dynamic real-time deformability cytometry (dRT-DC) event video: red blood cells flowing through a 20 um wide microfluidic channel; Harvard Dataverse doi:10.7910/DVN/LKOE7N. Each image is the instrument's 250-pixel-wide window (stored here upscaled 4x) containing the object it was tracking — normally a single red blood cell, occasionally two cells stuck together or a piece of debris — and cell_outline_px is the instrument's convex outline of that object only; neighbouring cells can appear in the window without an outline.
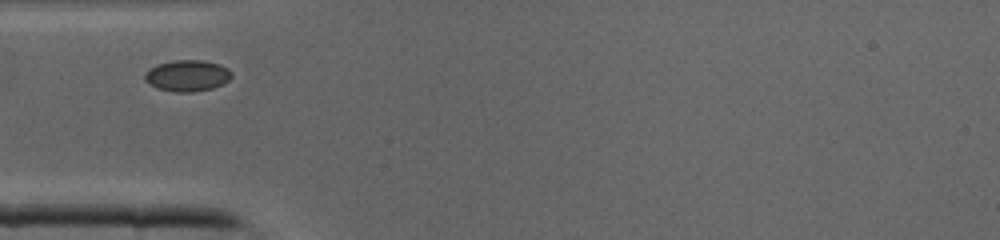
{"species": "common noctule bat (a hibernating species)", "species_latin": "Nyctalus noctula", "temperature_condition": "cold", "stored_images_in_passage": 23, "camera_frame_rate_fps": 3000, "um_per_image_px": 0.085, "animal": {"sex": "male", "body_mass_g": 19.0, "forearm_length_mm": 50.8}, "frame": {"image": 1, "passage_image": 1, "time_ms": 0.0, "image_size_px": [1000, 240], "cell_outline_px": [[232, 76], [224, 84], [212, 88], [192, 92], [176, 92], [156, 88], [148, 84], [144, 80], [144, 72], [148, 68], [156, 64], [172, 60], [204, 60], [220, 64], [228, 68], [232, 72]], "centroid_in_image_um": [15.89, 6.42], "position_along_channel_um": 69.1, "area_um2": 16.18}}
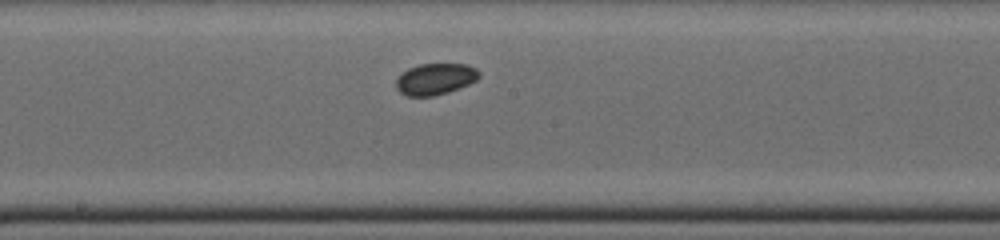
{"frame": {"image": 2, "passage_image": 10, "time_ms": 3.0, "image_size_px": [1000, 240], "cell_outline_px": [[480, 76], [476, 80], [460, 88], [448, 92], [432, 96], [408, 96], [400, 92], [396, 88], [396, 80], [400, 72], [408, 68], [420, 64], [468, 64], [476, 68], [480, 72]], "centroid_in_image_um": [36.99, 6.71], "position_along_channel_um": 211.2, "area_um2": 15.32}}
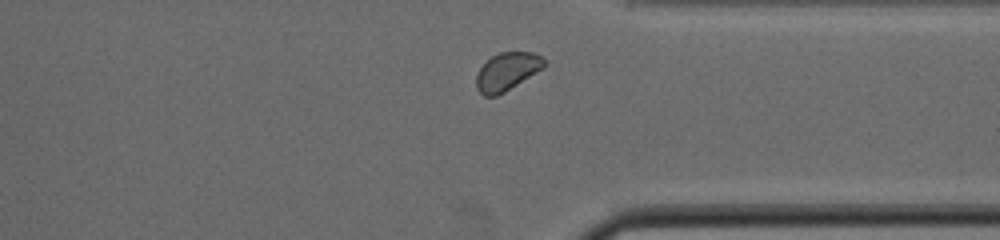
{"frame": {"image": 3, "passage_image": 20, "time_ms": 6.333, "image_size_px": [1000, 240], "cell_outline_px": [[544, 68], [504, 92], [496, 96], [484, 96], [476, 88], [476, 76], [480, 68], [492, 56], [500, 52], [532, 52], [540, 56], [544, 60]], "centroid_in_image_um": [43.08, 6.09], "position_along_channel_um": 368.3, "area_um2": 14.8}}